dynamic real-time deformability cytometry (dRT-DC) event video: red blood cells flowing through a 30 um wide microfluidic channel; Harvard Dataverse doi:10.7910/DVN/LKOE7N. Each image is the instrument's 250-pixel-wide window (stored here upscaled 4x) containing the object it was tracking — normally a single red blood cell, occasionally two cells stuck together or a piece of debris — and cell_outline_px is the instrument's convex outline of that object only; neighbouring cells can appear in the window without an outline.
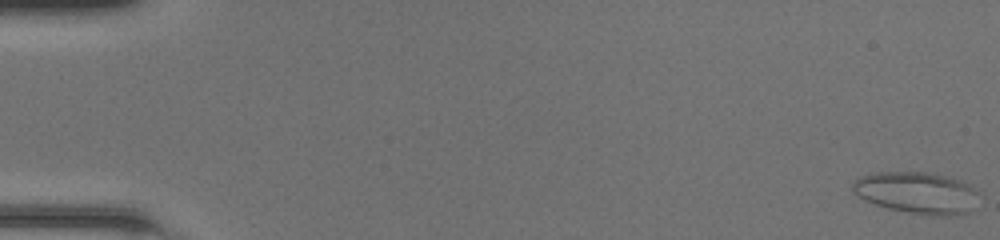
{"species": "common noctule bat (a hibernating species)", "species_latin": "Nyctalus noctula", "temperature_condition": "room temperature", "stored_images_in_passage": 49, "camera_frame_rate_fps": 3000, "um_per_image_px": 0.085, "animal": {"sex": "female", "body_mass_g": 20.0, "forearm_length_mm": 54.0}, "frame": {"image": 1, "passage_image": 1, "time_ms": 0.0, "image_size_px": [1000, 240], "cell_outline_px": [[976, 192], [972, 212], [956, 216], [928, 216], [888, 208], [864, 200], [852, 192], [852, 180], [860, 176], [876, 172], [924, 172], [944, 176], [960, 180], [968, 184]], "centroid_in_image_um": [77.89, 16.4], "position_along_channel_um": 7.1, "area_um2": 30.75}}
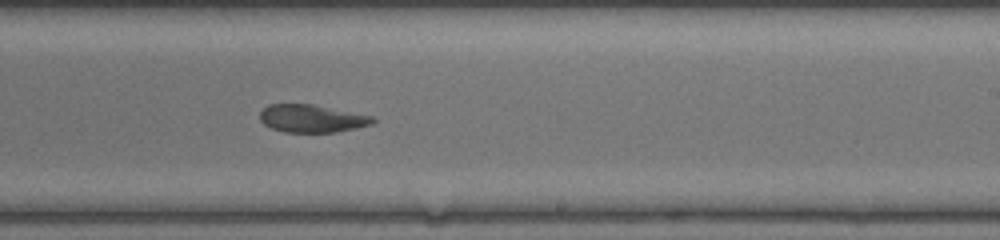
{"frame": {"image": 2, "passage_image": 31, "time_ms": 10.0, "image_size_px": [1000, 240], "cell_outline_px": [[376, 120], [372, 124], [356, 128], [336, 132], [284, 132], [272, 128], [264, 124], [260, 120], [260, 112], [268, 104], [312, 104], [372, 116]], "centroid_in_image_um": [26.49, 10.07], "position_along_channel_um": 262.5, "area_um2": 18.15}}
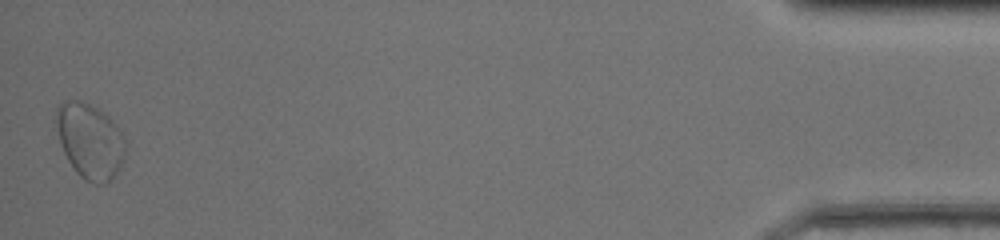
{"frame": {"image": 3, "passage_image": 49, "time_ms": 16.0, "image_size_px": [1000, 240], "cell_outline_px": [[124, 152], [120, 164], [116, 172], [104, 184], [96, 184], [84, 180], [76, 172], [68, 160], [60, 144], [56, 124], [56, 108], [64, 100], [80, 100], [96, 108], [108, 116], [112, 120], [124, 136]], "centroid_in_image_um": [7.61, 11.96], "position_along_channel_um": 427.6, "area_um2": 29.88}, "authors_computed_cell_mechanics": {"area_um2": 20.6346, "velocity_mm_per_s": 4.2561, "shape_relaxation_time_tau1_ms": null, "shape_relaxation_time_tau2_ms": 3.1246, "deformation_change_tau1": null, "deformation_change_tau2": 0.1036}}